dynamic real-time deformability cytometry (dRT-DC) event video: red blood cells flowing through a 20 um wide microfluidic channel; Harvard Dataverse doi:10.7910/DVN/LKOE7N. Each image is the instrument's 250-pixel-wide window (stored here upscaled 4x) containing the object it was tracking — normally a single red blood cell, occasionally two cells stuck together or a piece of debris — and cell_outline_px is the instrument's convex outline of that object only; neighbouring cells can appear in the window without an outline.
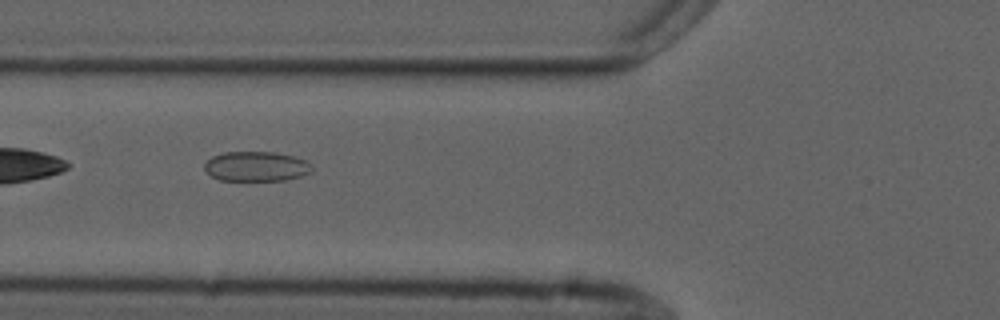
{"species": "common noctule bat (a hibernating species)", "species_latin": "Nyctalus noctula", "temperature_condition": "cold", "stored_images_in_passage": 38, "camera_frame_rate_fps": 3000, "um_per_image_px": 0.085, "animal": {"sex": "male", "forearm_length_mm": 52.5}, "frame": {"image": 1, "passage_image": 3, "time_ms": 0.667, "image_size_px": [1000, 320], "cell_outline_px": [[312, 172], [300, 176], [284, 180], [220, 180], [212, 176], [204, 168], [204, 164], [212, 156], [224, 152], [276, 152], [292, 156], [304, 160], [312, 164]], "centroid_in_image_um": [21.79, 14.14], "position_along_channel_um": 104.0, "area_um2": 18.55}}
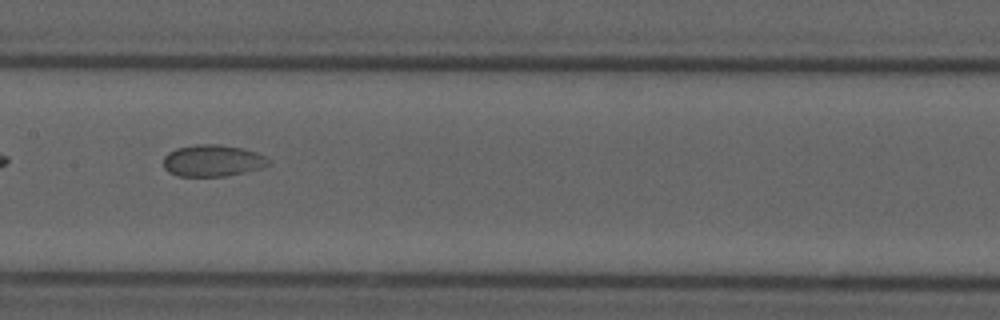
{"frame": {"image": 2, "passage_image": 10, "time_ms": 3.0, "image_size_px": [1000, 320], "cell_outline_px": [[268, 164], [260, 168], [244, 172], [224, 176], [176, 176], [168, 172], [164, 168], [164, 156], [168, 152], [176, 148], [196, 144], [216, 144], [240, 148], [256, 152], [264, 156], [268, 160]], "centroid_in_image_um": [18.01, 13.65], "position_along_channel_um": 189.4, "area_um2": 19.25}}
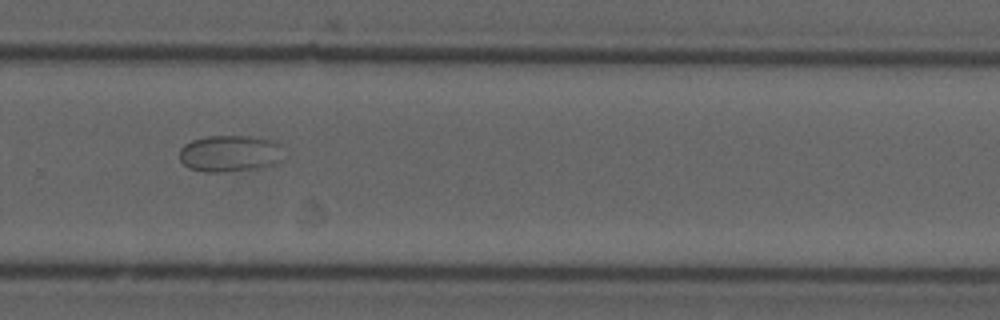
{"frame": {"image": 3, "passage_image": 20, "time_ms": 6.333, "image_size_px": [1000, 320], "cell_outline_px": [[280, 160], [272, 164], [260, 168], [220, 172], [204, 172], [188, 168], [180, 160], [180, 148], [184, 144], [192, 140], [208, 136], [248, 136], [268, 140], [280, 144]], "centroid_in_image_um": [19.47, 13.05], "position_along_channel_um": 310.3, "area_um2": 21.96}}